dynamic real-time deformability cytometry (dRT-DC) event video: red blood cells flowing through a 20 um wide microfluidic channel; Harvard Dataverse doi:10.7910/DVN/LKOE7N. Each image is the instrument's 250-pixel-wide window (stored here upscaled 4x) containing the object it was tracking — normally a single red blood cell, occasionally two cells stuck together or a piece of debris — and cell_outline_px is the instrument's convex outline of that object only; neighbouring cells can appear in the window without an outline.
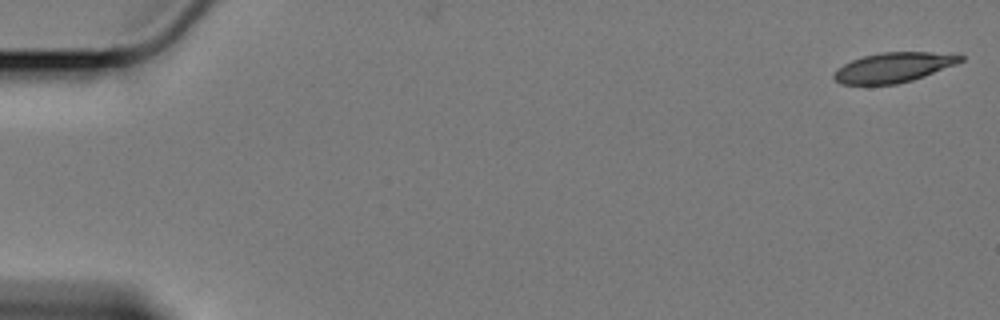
{"species": "Egyptian fruit bat (a non-hibernating species)", "species_latin": "Rousettus aegyptiacus", "temperature_condition": "cold", "stored_images_in_passage": 6, "camera_frame_rate_fps": 3000, "um_per_image_px": 0.085, "animal": {"sex": "female"}, "frame": {"image": 1, "passage_image": 1, "time_ms": 0.0, "image_size_px": [1000, 320], "cell_outline_px": [[964, 60], [956, 64], [924, 76], [912, 80], [896, 84], [840, 84], [832, 76], [832, 72], [836, 68], [852, 60], [864, 56], [880, 52], [956, 52], [964, 56]], "centroid_in_image_um": [75.98, 5.71], "position_along_channel_um": 9.0, "area_um2": 22.25}}